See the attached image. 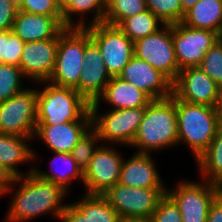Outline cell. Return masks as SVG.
I'll return each mask as SVG.
<instances>
[{"mask_svg": "<svg viewBox=\"0 0 222 222\" xmlns=\"http://www.w3.org/2000/svg\"><path fill=\"white\" fill-rule=\"evenodd\" d=\"M30 168L23 176L14 177L12 184L19 188L11 198L10 208L5 215L7 222H28L42 214L51 213L55 218L61 217L66 203L62 201L67 193L61 186L40 178Z\"/></svg>", "mask_w": 222, "mask_h": 222, "instance_id": "obj_1", "label": "cell"}, {"mask_svg": "<svg viewBox=\"0 0 222 222\" xmlns=\"http://www.w3.org/2000/svg\"><path fill=\"white\" fill-rule=\"evenodd\" d=\"M178 145L176 97L152 100L145 109L132 143L139 153Z\"/></svg>", "mask_w": 222, "mask_h": 222, "instance_id": "obj_2", "label": "cell"}, {"mask_svg": "<svg viewBox=\"0 0 222 222\" xmlns=\"http://www.w3.org/2000/svg\"><path fill=\"white\" fill-rule=\"evenodd\" d=\"M37 89V125L91 121L90 103L75 89L50 83Z\"/></svg>", "mask_w": 222, "mask_h": 222, "instance_id": "obj_3", "label": "cell"}, {"mask_svg": "<svg viewBox=\"0 0 222 222\" xmlns=\"http://www.w3.org/2000/svg\"><path fill=\"white\" fill-rule=\"evenodd\" d=\"M178 143H186L195 160L208 148L219 129L213 106L176 98Z\"/></svg>", "mask_w": 222, "mask_h": 222, "instance_id": "obj_4", "label": "cell"}, {"mask_svg": "<svg viewBox=\"0 0 222 222\" xmlns=\"http://www.w3.org/2000/svg\"><path fill=\"white\" fill-rule=\"evenodd\" d=\"M91 40L85 28H66L58 36L57 58L50 83L77 91L85 46Z\"/></svg>", "mask_w": 222, "mask_h": 222, "instance_id": "obj_5", "label": "cell"}, {"mask_svg": "<svg viewBox=\"0 0 222 222\" xmlns=\"http://www.w3.org/2000/svg\"><path fill=\"white\" fill-rule=\"evenodd\" d=\"M145 109L146 107L111 109L99 114V104H91V128L101 141L131 147Z\"/></svg>", "mask_w": 222, "mask_h": 222, "instance_id": "obj_6", "label": "cell"}, {"mask_svg": "<svg viewBox=\"0 0 222 222\" xmlns=\"http://www.w3.org/2000/svg\"><path fill=\"white\" fill-rule=\"evenodd\" d=\"M176 189H166V194L175 202L182 222H206L209 209L221 194L222 187L208 182L179 181Z\"/></svg>", "mask_w": 222, "mask_h": 222, "instance_id": "obj_7", "label": "cell"}, {"mask_svg": "<svg viewBox=\"0 0 222 222\" xmlns=\"http://www.w3.org/2000/svg\"><path fill=\"white\" fill-rule=\"evenodd\" d=\"M37 128V89L25 88L0 102V133L35 136Z\"/></svg>", "mask_w": 222, "mask_h": 222, "instance_id": "obj_8", "label": "cell"}, {"mask_svg": "<svg viewBox=\"0 0 222 222\" xmlns=\"http://www.w3.org/2000/svg\"><path fill=\"white\" fill-rule=\"evenodd\" d=\"M85 29L100 48L103 62L110 76H119L134 56V42L118 26L105 23L87 24Z\"/></svg>", "mask_w": 222, "mask_h": 222, "instance_id": "obj_9", "label": "cell"}, {"mask_svg": "<svg viewBox=\"0 0 222 222\" xmlns=\"http://www.w3.org/2000/svg\"><path fill=\"white\" fill-rule=\"evenodd\" d=\"M133 49L134 56L150 63L172 83L176 80L179 67L172 40V24H165L157 32L134 41Z\"/></svg>", "mask_w": 222, "mask_h": 222, "instance_id": "obj_10", "label": "cell"}, {"mask_svg": "<svg viewBox=\"0 0 222 222\" xmlns=\"http://www.w3.org/2000/svg\"><path fill=\"white\" fill-rule=\"evenodd\" d=\"M165 188H136L117 183L103 196L120 217L149 219L159 200L166 194Z\"/></svg>", "mask_w": 222, "mask_h": 222, "instance_id": "obj_11", "label": "cell"}, {"mask_svg": "<svg viewBox=\"0 0 222 222\" xmlns=\"http://www.w3.org/2000/svg\"><path fill=\"white\" fill-rule=\"evenodd\" d=\"M221 36L214 31L186 26L181 22L172 24V40L179 71L198 67L205 53Z\"/></svg>", "mask_w": 222, "mask_h": 222, "instance_id": "obj_12", "label": "cell"}, {"mask_svg": "<svg viewBox=\"0 0 222 222\" xmlns=\"http://www.w3.org/2000/svg\"><path fill=\"white\" fill-rule=\"evenodd\" d=\"M121 154L109 145L98 147L89 166L83 172L85 194L103 195L119 182L123 163Z\"/></svg>", "mask_w": 222, "mask_h": 222, "instance_id": "obj_13", "label": "cell"}, {"mask_svg": "<svg viewBox=\"0 0 222 222\" xmlns=\"http://www.w3.org/2000/svg\"><path fill=\"white\" fill-rule=\"evenodd\" d=\"M220 86L199 67H188L179 71L172 83V94L188 103L213 106Z\"/></svg>", "mask_w": 222, "mask_h": 222, "instance_id": "obj_14", "label": "cell"}, {"mask_svg": "<svg viewBox=\"0 0 222 222\" xmlns=\"http://www.w3.org/2000/svg\"><path fill=\"white\" fill-rule=\"evenodd\" d=\"M44 41L25 42L19 67L26 79L35 82L49 81L52 76L57 58L58 36Z\"/></svg>", "mask_w": 222, "mask_h": 222, "instance_id": "obj_15", "label": "cell"}, {"mask_svg": "<svg viewBox=\"0 0 222 222\" xmlns=\"http://www.w3.org/2000/svg\"><path fill=\"white\" fill-rule=\"evenodd\" d=\"M83 61L77 92L91 104L103 93L111 76L103 62L101 50L93 40L85 46Z\"/></svg>", "mask_w": 222, "mask_h": 222, "instance_id": "obj_16", "label": "cell"}, {"mask_svg": "<svg viewBox=\"0 0 222 222\" xmlns=\"http://www.w3.org/2000/svg\"><path fill=\"white\" fill-rule=\"evenodd\" d=\"M119 77L144 91L152 100L172 95V82L150 63L136 56L132 57Z\"/></svg>", "mask_w": 222, "mask_h": 222, "instance_id": "obj_17", "label": "cell"}, {"mask_svg": "<svg viewBox=\"0 0 222 222\" xmlns=\"http://www.w3.org/2000/svg\"><path fill=\"white\" fill-rule=\"evenodd\" d=\"M91 128V121H70L56 125H37L35 137L55 152L71 153L80 138Z\"/></svg>", "mask_w": 222, "mask_h": 222, "instance_id": "obj_18", "label": "cell"}, {"mask_svg": "<svg viewBox=\"0 0 222 222\" xmlns=\"http://www.w3.org/2000/svg\"><path fill=\"white\" fill-rule=\"evenodd\" d=\"M122 163L119 182L136 188H164L150 153L135 154Z\"/></svg>", "mask_w": 222, "mask_h": 222, "instance_id": "obj_19", "label": "cell"}, {"mask_svg": "<svg viewBox=\"0 0 222 222\" xmlns=\"http://www.w3.org/2000/svg\"><path fill=\"white\" fill-rule=\"evenodd\" d=\"M63 28L52 16L18 10L12 31L24 42H36L54 38Z\"/></svg>", "mask_w": 222, "mask_h": 222, "instance_id": "obj_20", "label": "cell"}, {"mask_svg": "<svg viewBox=\"0 0 222 222\" xmlns=\"http://www.w3.org/2000/svg\"><path fill=\"white\" fill-rule=\"evenodd\" d=\"M101 100L113 109L146 107L152 101L144 91L119 76L111 77L103 93L91 104L100 105Z\"/></svg>", "mask_w": 222, "mask_h": 222, "instance_id": "obj_21", "label": "cell"}, {"mask_svg": "<svg viewBox=\"0 0 222 222\" xmlns=\"http://www.w3.org/2000/svg\"><path fill=\"white\" fill-rule=\"evenodd\" d=\"M33 137H22L0 133V165L7 169L14 177L24 174L18 170V165L23 162L36 160L34 149L27 143Z\"/></svg>", "mask_w": 222, "mask_h": 222, "instance_id": "obj_22", "label": "cell"}, {"mask_svg": "<svg viewBox=\"0 0 222 222\" xmlns=\"http://www.w3.org/2000/svg\"><path fill=\"white\" fill-rule=\"evenodd\" d=\"M181 23L217 32L222 37V0H199L185 12Z\"/></svg>", "mask_w": 222, "mask_h": 222, "instance_id": "obj_23", "label": "cell"}, {"mask_svg": "<svg viewBox=\"0 0 222 222\" xmlns=\"http://www.w3.org/2000/svg\"><path fill=\"white\" fill-rule=\"evenodd\" d=\"M57 162L62 164L63 167H61V165L59 166L60 168L57 165L55 166ZM50 164L52 167L50 170L51 173L42 172L36 167L33 168V171L40 178L58 184L66 192H68L70 183L75 178L84 182L83 171L79 168L71 153L55 152V157L52 159V161H50Z\"/></svg>", "mask_w": 222, "mask_h": 222, "instance_id": "obj_24", "label": "cell"}, {"mask_svg": "<svg viewBox=\"0 0 222 222\" xmlns=\"http://www.w3.org/2000/svg\"><path fill=\"white\" fill-rule=\"evenodd\" d=\"M202 179L222 187V128L208 148L196 159Z\"/></svg>", "mask_w": 222, "mask_h": 222, "instance_id": "obj_25", "label": "cell"}, {"mask_svg": "<svg viewBox=\"0 0 222 222\" xmlns=\"http://www.w3.org/2000/svg\"><path fill=\"white\" fill-rule=\"evenodd\" d=\"M83 197L71 204L85 216L87 222H118L120 216L103 195L84 193Z\"/></svg>", "mask_w": 222, "mask_h": 222, "instance_id": "obj_26", "label": "cell"}, {"mask_svg": "<svg viewBox=\"0 0 222 222\" xmlns=\"http://www.w3.org/2000/svg\"><path fill=\"white\" fill-rule=\"evenodd\" d=\"M106 0H73L72 4L63 12L64 28H85L87 27L86 19L81 17L80 20L74 22L72 16H79L91 12L93 20L89 25L103 23L105 15ZM77 23V24H76Z\"/></svg>", "mask_w": 222, "mask_h": 222, "instance_id": "obj_27", "label": "cell"}, {"mask_svg": "<svg viewBox=\"0 0 222 222\" xmlns=\"http://www.w3.org/2000/svg\"><path fill=\"white\" fill-rule=\"evenodd\" d=\"M160 25L163 26L165 23L147 9L144 12L124 19L118 25V28L134 42L157 32L161 29L159 28Z\"/></svg>", "mask_w": 222, "mask_h": 222, "instance_id": "obj_28", "label": "cell"}, {"mask_svg": "<svg viewBox=\"0 0 222 222\" xmlns=\"http://www.w3.org/2000/svg\"><path fill=\"white\" fill-rule=\"evenodd\" d=\"M146 10V0H106L103 23L118 26L124 19Z\"/></svg>", "mask_w": 222, "mask_h": 222, "instance_id": "obj_29", "label": "cell"}, {"mask_svg": "<svg viewBox=\"0 0 222 222\" xmlns=\"http://www.w3.org/2000/svg\"><path fill=\"white\" fill-rule=\"evenodd\" d=\"M24 78L20 67L0 63V102L24 90L22 85Z\"/></svg>", "mask_w": 222, "mask_h": 222, "instance_id": "obj_30", "label": "cell"}, {"mask_svg": "<svg viewBox=\"0 0 222 222\" xmlns=\"http://www.w3.org/2000/svg\"><path fill=\"white\" fill-rule=\"evenodd\" d=\"M24 44L12 30H0V63L19 67Z\"/></svg>", "mask_w": 222, "mask_h": 222, "instance_id": "obj_31", "label": "cell"}, {"mask_svg": "<svg viewBox=\"0 0 222 222\" xmlns=\"http://www.w3.org/2000/svg\"><path fill=\"white\" fill-rule=\"evenodd\" d=\"M147 9L165 24H175L182 21L185 13L181 0H146Z\"/></svg>", "mask_w": 222, "mask_h": 222, "instance_id": "obj_32", "label": "cell"}, {"mask_svg": "<svg viewBox=\"0 0 222 222\" xmlns=\"http://www.w3.org/2000/svg\"><path fill=\"white\" fill-rule=\"evenodd\" d=\"M100 139L97 133L90 128L77 142L75 147L72 149V157L77 162L79 168L84 172L89 166L94 153L100 145Z\"/></svg>", "mask_w": 222, "mask_h": 222, "instance_id": "obj_33", "label": "cell"}, {"mask_svg": "<svg viewBox=\"0 0 222 222\" xmlns=\"http://www.w3.org/2000/svg\"><path fill=\"white\" fill-rule=\"evenodd\" d=\"M198 67L222 87V37L205 53Z\"/></svg>", "mask_w": 222, "mask_h": 222, "instance_id": "obj_34", "label": "cell"}, {"mask_svg": "<svg viewBox=\"0 0 222 222\" xmlns=\"http://www.w3.org/2000/svg\"><path fill=\"white\" fill-rule=\"evenodd\" d=\"M20 11L54 17L63 27V13L59 9L57 0H24Z\"/></svg>", "mask_w": 222, "mask_h": 222, "instance_id": "obj_35", "label": "cell"}, {"mask_svg": "<svg viewBox=\"0 0 222 222\" xmlns=\"http://www.w3.org/2000/svg\"><path fill=\"white\" fill-rule=\"evenodd\" d=\"M150 222H182L181 213L175 202L165 194L149 218Z\"/></svg>", "mask_w": 222, "mask_h": 222, "instance_id": "obj_36", "label": "cell"}, {"mask_svg": "<svg viewBox=\"0 0 222 222\" xmlns=\"http://www.w3.org/2000/svg\"><path fill=\"white\" fill-rule=\"evenodd\" d=\"M18 9L9 0H0V30H12Z\"/></svg>", "mask_w": 222, "mask_h": 222, "instance_id": "obj_37", "label": "cell"}, {"mask_svg": "<svg viewBox=\"0 0 222 222\" xmlns=\"http://www.w3.org/2000/svg\"><path fill=\"white\" fill-rule=\"evenodd\" d=\"M59 220L60 222H87L85 216H83L71 203H67Z\"/></svg>", "mask_w": 222, "mask_h": 222, "instance_id": "obj_38", "label": "cell"}, {"mask_svg": "<svg viewBox=\"0 0 222 222\" xmlns=\"http://www.w3.org/2000/svg\"><path fill=\"white\" fill-rule=\"evenodd\" d=\"M13 180L14 176L2 165H0V196L1 195L4 196V194H8L10 193V191L13 190L14 187V185L12 184Z\"/></svg>", "mask_w": 222, "mask_h": 222, "instance_id": "obj_39", "label": "cell"}, {"mask_svg": "<svg viewBox=\"0 0 222 222\" xmlns=\"http://www.w3.org/2000/svg\"><path fill=\"white\" fill-rule=\"evenodd\" d=\"M206 222H222V192L211 204Z\"/></svg>", "mask_w": 222, "mask_h": 222, "instance_id": "obj_40", "label": "cell"}, {"mask_svg": "<svg viewBox=\"0 0 222 222\" xmlns=\"http://www.w3.org/2000/svg\"><path fill=\"white\" fill-rule=\"evenodd\" d=\"M219 128H222V87L219 89V94L214 105Z\"/></svg>", "mask_w": 222, "mask_h": 222, "instance_id": "obj_41", "label": "cell"}, {"mask_svg": "<svg viewBox=\"0 0 222 222\" xmlns=\"http://www.w3.org/2000/svg\"><path fill=\"white\" fill-rule=\"evenodd\" d=\"M118 222H150L146 218H135V217H120Z\"/></svg>", "mask_w": 222, "mask_h": 222, "instance_id": "obj_42", "label": "cell"}, {"mask_svg": "<svg viewBox=\"0 0 222 222\" xmlns=\"http://www.w3.org/2000/svg\"><path fill=\"white\" fill-rule=\"evenodd\" d=\"M199 0H181L182 10L185 13L188 9L193 7Z\"/></svg>", "mask_w": 222, "mask_h": 222, "instance_id": "obj_43", "label": "cell"}, {"mask_svg": "<svg viewBox=\"0 0 222 222\" xmlns=\"http://www.w3.org/2000/svg\"><path fill=\"white\" fill-rule=\"evenodd\" d=\"M59 9L63 13L73 2V0H57Z\"/></svg>", "mask_w": 222, "mask_h": 222, "instance_id": "obj_44", "label": "cell"}, {"mask_svg": "<svg viewBox=\"0 0 222 222\" xmlns=\"http://www.w3.org/2000/svg\"><path fill=\"white\" fill-rule=\"evenodd\" d=\"M11 4H13L18 10L21 8L24 0H9Z\"/></svg>", "mask_w": 222, "mask_h": 222, "instance_id": "obj_45", "label": "cell"}]
</instances>
